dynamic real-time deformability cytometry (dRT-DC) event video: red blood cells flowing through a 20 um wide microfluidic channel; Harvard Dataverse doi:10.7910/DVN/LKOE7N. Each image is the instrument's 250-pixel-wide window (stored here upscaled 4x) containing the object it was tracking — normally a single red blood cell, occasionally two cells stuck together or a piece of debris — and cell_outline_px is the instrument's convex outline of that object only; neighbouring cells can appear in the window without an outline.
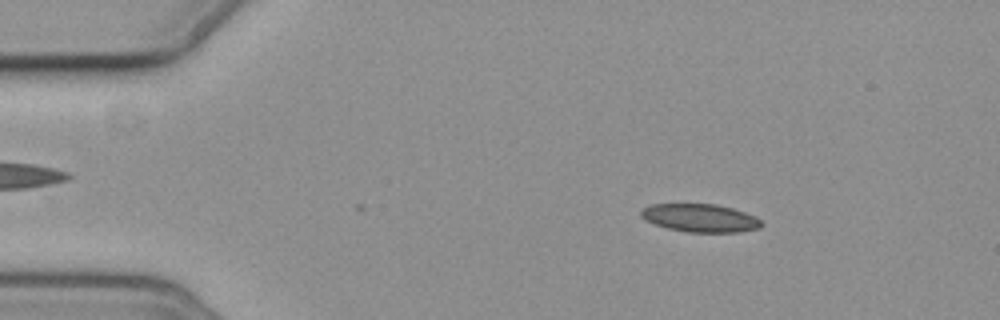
{"species": "common noctule bat (a hibernating species)", "species_latin": "Nyctalus noctula", "temperature_condition": "cold", "stored_images_in_passage": 3, "camera_frame_rate_fps": 3000, "um_per_image_px": 0.085, "animal": {"sex": "female", "body_mass_g": 19.3, "forearm_length_mm": 54.1}, "frame": {"image": 1, "passage_image": 1, "time_ms": 0.0, "image_size_px": [1000, 320], "cell_outline_px": [[764, 224], [760, 228], [740, 232], [688, 232], [668, 228], [644, 220], [640, 216], [640, 212], [644, 208], [652, 204], [716, 204], [732, 208], [756, 216]], "centroid_in_image_um": [59.54, 18.53], "position_along_channel_um": 25.5, "area_um2": 19.71}}
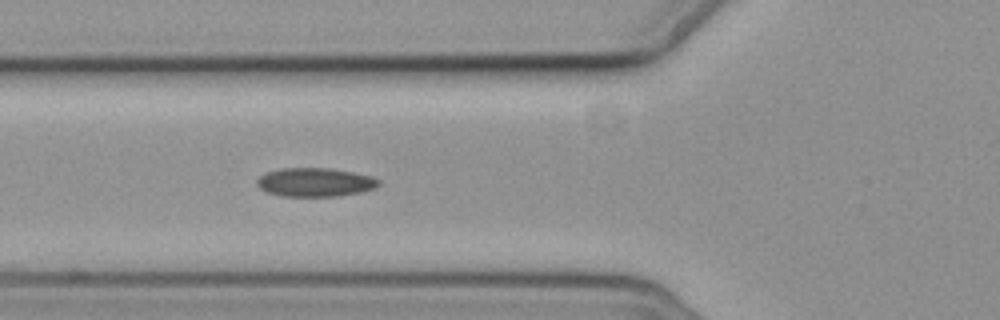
{"frame": {"image": 2, "passage_image": 3, "time_ms": 4.0, "image_size_px": [1000, 320], "cell_outline_px": [[380, 184], [376, 188], [360, 192], [336, 196], [280, 196], [268, 192], [260, 188], [256, 184], [256, 180], [260, 176], [268, 172], [280, 168], [328, 168], [352, 172], [372, 176], [380, 180]], "centroid_in_image_um": [26.79, 15.49], "position_along_channel_um": 99.0, "area_um2": 20.35}}